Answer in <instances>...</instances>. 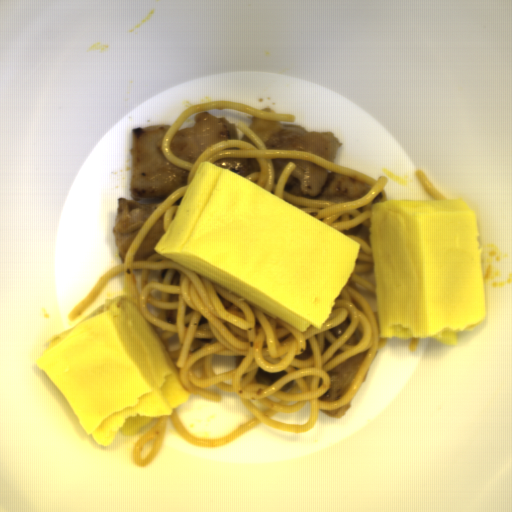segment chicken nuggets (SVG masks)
Returning <instances> with one entry per match:
<instances>
[{
  "label": "chicken nuggets",
  "instance_id": "chicken-nuggets-1",
  "mask_svg": "<svg viewBox=\"0 0 512 512\" xmlns=\"http://www.w3.org/2000/svg\"><path fill=\"white\" fill-rule=\"evenodd\" d=\"M169 128L170 125L159 123L133 131L131 200L118 198L112 228L117 251L124 262L139 229L161 204L140 202L141 198H167L188 183L189 169L174 166L164 156L163 142Z\"/></svg>",
  "mask_w": 512,
  "mask_h": 512
},
{
  "label": "chicken nuggets",
  "instance_id": "chicken-nuggets-2",
  "mask_svg": "<svg viewBox=\"0 0 512 512\" xmlns=\"http://www.w3.org/2000/svg\"><path fill=\"white\" fill-rule=\"evenodd\" d=\"M294 162L285 190L302 198H321L337 202H352L367 196L371 185L355 178L330 172L308 160L296 158L271 159L274 183H278L287 164Z\"/></svg>",
  "mask_w": 512,
  "mask_h": 512
},
{
  "label": "chicken nuggets",
  "instance_id": "chicken-nuggets-3",
  "mask_svg": "<svg viewBox=\"0 0 512 512\" xmlns=\"http://www.w3.org/2000/svg\"><path fill=\"white\" fill-rule=\"evenodd\" d=\"M249 128L272 151H301L335 163L341 148L334 132H309L296 124L257 117L251 119Z\"/></svg>",
  "mask_w": 512,
  "mask_h": 512
},
{
  "label": "chicken nuggets",
  "instance_id": "chicken-nuggets-4",
  "mask_svg": "<svg viewBox=\"0 0 512 512\" xmlns=\"http://www.w3.org/2000/svg\"><path fill=\"white\" fill-rule=\"evenodd\" d=\"M195 124L176 131L169 142L173 156L195 163L208 148L223 141L240 140L235 124L208 112L196 114Z\"/></svg>",
  "mask_w": 512,
  "mask_h": 512
},
{
  "label": "chicken nuggets",
  "instance_id": "chicken-nuggets-5",
  "mask_svg": "<svg viewBox=\"0 0 512 512\" xmlns=\"http://www.w3.org/2000/svg\"><path fill=\"white\" fill-rule=\"evenodd\" d=\"M367 355L368 350L327 370L326 374L330 379V388L325 394L318 397L319 401L329 402L343 397L350 389Z\"/></svg>",
  "mask_w": 512,
  "mask_h": 512
},
{
  "label": "chicken nuggets",
  "instance_id": "chicken-nuggets-6",
  "mask_svg": "<svg viewBox=\"0 0 512 512\" xmlns=\"http://www.w3.org/2000/svg\"><path fill=\"white\" fill-rule=\"evenodd\" d=\"M166 231L164 212L153 222L150 229L141 241L133 259L134 261L147 260L157 252L154 248L160 237Z\"/></svg>",
  "mask_w": 512,
  "mask_h": 512
},
{
  "label": "chicken nuggets",
  "instance_id": "chicken-nuggets-7",
  "mask_svg": "<svg viewBox=\"0 0 512 512\" xmlns=\"http://www.w3.org/2000/svg\"><path fill=\"white\" fill-rule=\"evenodd\" d=\"M213 163L244 178L261 171L260 164L254 159L226 158L214 160Z\"/></svg>",
  "mask_w": 512,
  "mask_h": 512
},
{
  "label": "chicken nuggets",
  "instance_id": "chicken-nuggets-8",
  "mask_svg": "<svg viewBox=\"0 0 512 512\" xmlns=\"http://www.w3.org/2000/svg\"><path fill=\"white\" fill-rule=\"evenodd\" d=\"M286 374H287V371H282V370L278 371L276 373H266L265 371H263L262 369H260L258 367L255 379L257 382H262V383L270 386Z\"/></svg>",
  "mask_w": 512,
  "mask_h": 512
},
{
  "label": "chicken nuggets",
  "instance_id": "chicken-nuggets-9",
  "mask_svg": "<svg viewBox=\"0 0 512 512\" xmlns=\"http://www.w3.org/2000/svg\"><path fill=\"white\" fill-rule=\"evenodd\" d=\"M351 404L350 402L337 408V409H333V410H322L321 409V413H323L324 415L332 418V419H339V418H343L344 415L347 413V411L349 410Z\"/></svg>",
  "mask_w": 512,
  "mask_h": 512
},
{
  "label": "chicken nuggets",
  "instance_id": "chicken-nuggets-10",
  "mask_svg": "<svg viewBox=\"0 0 512 512\" xmlns=\"http://www.w3.org/2000/svg\"><path fill=\"white\" fill-rule=\"evenodd\" d=\"M364 333L361 329H359L358 327L355 329V331L351 334V336L348 338V340L345 342L344 345H349V346H358L363 338H364Z\"/></svg>",
  "mask_w": 512,
  "mask_h": 512
},
{
  "label": "chicken nuggets",
  "instance_id": "chicken-nuggets-11",
  "mask_svg": "<svg viewBox=\"0 0 512 512\" xmlns=\"http://www.w3.org/2000/svg\"><path fill=\"white\" fill-rule=\"evenodd\" d=\"M350 322H351V320L346 319L343 322L329 328V332L337 338L344 333V331L349 326Z\"/></svg>",
  "mask_w": 512,
  "mask_h": 512
}]
</instances>
